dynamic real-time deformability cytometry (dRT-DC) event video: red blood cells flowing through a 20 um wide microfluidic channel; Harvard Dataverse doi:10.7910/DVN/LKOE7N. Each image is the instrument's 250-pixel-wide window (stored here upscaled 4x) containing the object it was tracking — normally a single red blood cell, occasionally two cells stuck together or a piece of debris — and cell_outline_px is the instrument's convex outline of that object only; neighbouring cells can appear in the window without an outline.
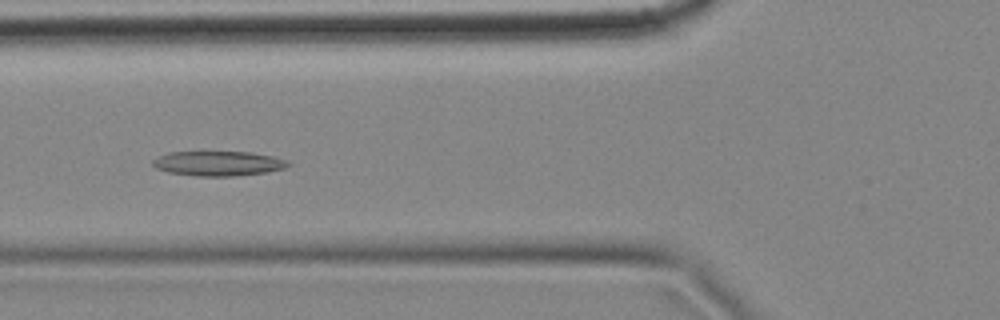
{"species": "common noctule bat (a hibernating species)", "species_latin": "Nyctalus noctula", "temperature_condition": "cold", "stored_images_in_passage": 14, "camera_frame_rate_fps": 3000, "um_per_image_px": 0.085, "animal": {"sex": "female", "body_mass_g": 18.4}, "frame": {"image": 1, "passage_image": 5, "time_ms": 1.333, "image_size_px": [1000, 320], "cell_outline_px": [[292, 164], [284, 168], [268, 172], [232, 176], [196, 176], [168, 172], [156, 168], [152, 164], [152, 160], [168, 152], [252, 152], [272, 156], [288, 160]], "centroid_in_image_um": [18.57, 13.89], "position_along_channel_um": 107.2, "area_um2": 19.54}}
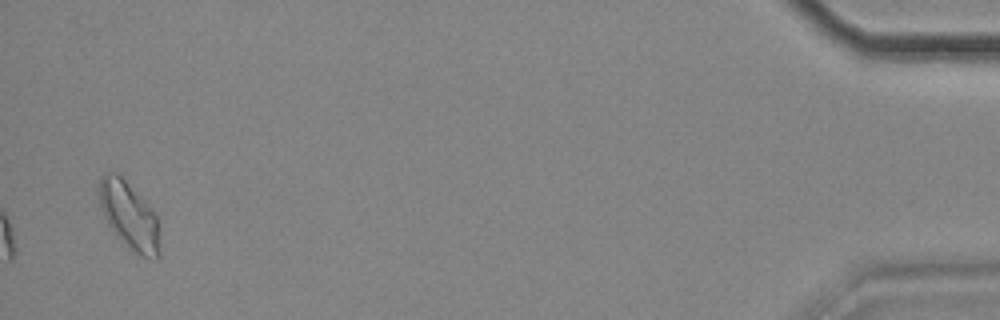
{"frame": {"image": 2, "passage_image": 14, "time_ms": 4.333, "image_size_px": [1000, 320], "cell_outline_px": [[160, 260], [156, 260], [140, 256], [120, 240], [116, 236], [108, 224], [104, 216], [96, 192], [100, 176], [108, 172], [116, 172], [152, 208], [156, 216], [160, 252]], "centroid_in_image_um": [10.96, 18.34], "position_along_channel_um": 424.2, "area_um2": 23.87}}